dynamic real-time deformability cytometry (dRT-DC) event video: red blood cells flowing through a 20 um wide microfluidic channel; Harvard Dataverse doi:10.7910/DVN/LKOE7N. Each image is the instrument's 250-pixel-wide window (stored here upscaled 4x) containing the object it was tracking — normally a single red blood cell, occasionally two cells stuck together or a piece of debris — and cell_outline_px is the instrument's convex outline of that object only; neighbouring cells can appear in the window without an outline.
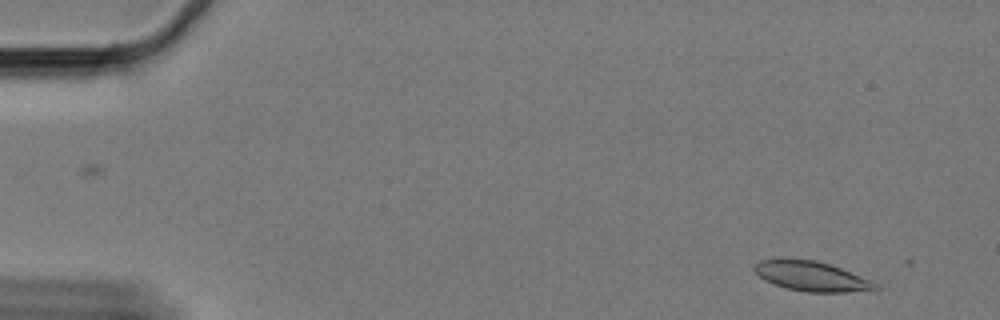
{"species": "Egyptian fruit bat (a non-hibernating species)", "species_latin": "Rousettus aegyptiacus", "temperature_condition": "cold", "stored_images_in_passage": 9, "camera_frame_rate_fps": 3000, "um_per_image_px": 0.085, "animal": {"sex": "female"}, "frame": {"image": 1, "passage_image": 1, "time_ms": 0.0, "image_size_px": [1000, 320], "cell_outline_px": [[880, 288], [844, 292], [808, 292], [788, 288], [764, 280], [752, 268], [760, 260], [780, 256], [788, 256], [816, 260], [840, 268], [872, 280], [880, 284]], "centroid_in_image_um": [68.93, 23.43], "position_along_channel_um": 16.1, "area_um2": 21.33}}